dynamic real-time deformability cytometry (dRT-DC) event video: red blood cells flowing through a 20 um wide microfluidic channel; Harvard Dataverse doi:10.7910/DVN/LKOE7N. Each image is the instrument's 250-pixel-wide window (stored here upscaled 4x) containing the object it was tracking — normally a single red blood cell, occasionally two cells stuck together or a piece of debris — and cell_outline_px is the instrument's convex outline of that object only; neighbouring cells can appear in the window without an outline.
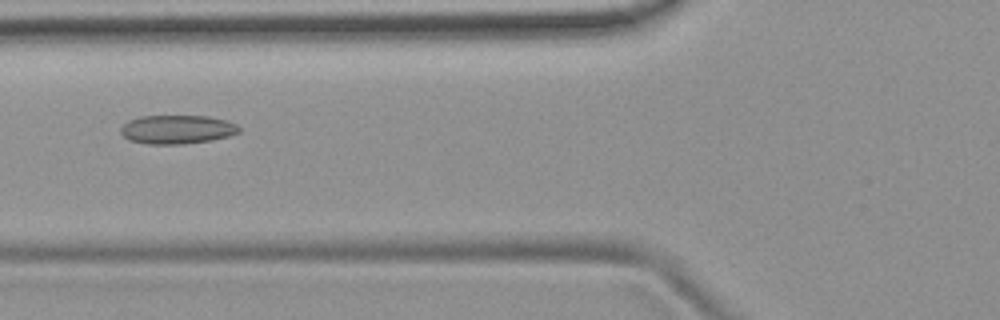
{"species": "common noctule bat (a hibernating species)", "species_latin": "Nyctalus noctula", "temperature_condition": "room temperature", "stored_images_in_passage": 3, "camera_frame_rate_fps": 3000, "um_per_image_px": 0.085, "animal": {"sex": "female", "body_mass_g": 19.9}, "frame": {"image": 1, "passage_image": 3, "time_ms": 2.333, "image_size_px": [1000, 320], "cell_outline_px": [[240, 132], [228, 136], [212, 140], [184, 144], [148, 144], [128, 140], [120, 132], [120, 128], [128, 120], [140, 116], [208, 116], [224, 120], [236, 124], [240, 128]], "centroid_in_image_um": [15.03, 11.0], "position_along_channel_um": 110.8, "area_um2": 19.88}}